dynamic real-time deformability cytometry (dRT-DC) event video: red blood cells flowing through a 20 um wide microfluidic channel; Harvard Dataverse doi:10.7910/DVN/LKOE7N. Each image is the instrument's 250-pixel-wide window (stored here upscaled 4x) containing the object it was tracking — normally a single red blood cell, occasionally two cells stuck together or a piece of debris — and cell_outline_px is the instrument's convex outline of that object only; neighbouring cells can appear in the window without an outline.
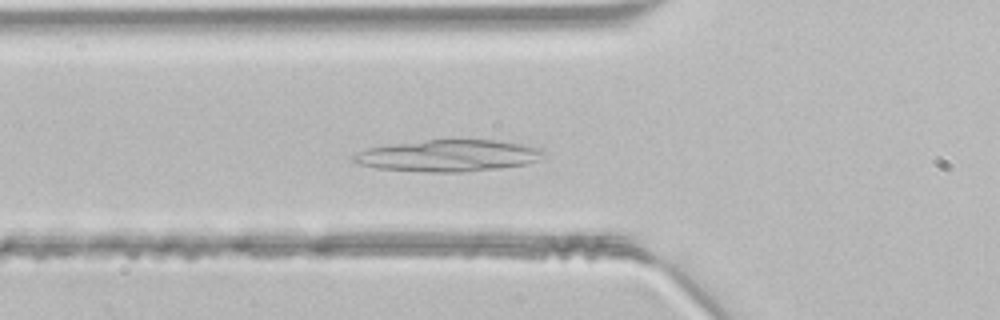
{"species": "common noctule bat (a hibernating species)", "species_latin": "Nyctalus noctula", "temperature_condition": "room temperature", "stored_images_in_passage": 35, "camera_frame_rate_fps": 3000, "um_per_image_px": 0.085, "animal": {"sex": "male", "body_mass_g": 21.5, "forearm_length_mm": 52.0}, "frame": {"image": 1, "passage_image": 4, "time_ms": 1.0, "image_size_px": [1000, 320], "cell_outline_px": [[544, 156], [528, 164], [500, 168], [460, 172], [424, 172], [376, 168], [360, 164], [352, 160], [352, 156], [356, 152], [368, 148], [392, 144], [428, 140], [500, 140], [524, 144], [540, 148], [544, 152]], "centroid_in_image_um": [38.13, 13.23], "position_along_channel_um": 87.7, "area_um2": 35.08}}
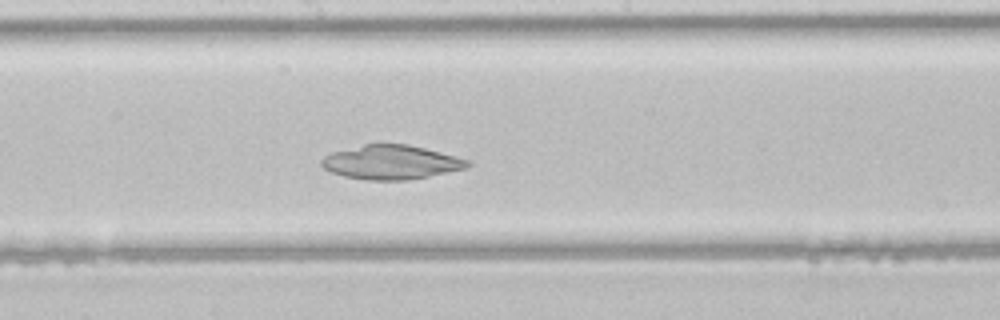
{"frame": {"image": 2, "passage_image": 13, "time_ms": 4.0, "image_size_px": [1000, 320], "cell_outline_px": [[472, 164], [468, 168], [408, 180], [368, 180], [344, 176], [332, 172], [324, 168], [320, 164], [320, 160], [324, 156], [332, 152], [364, 144], [408, 144], [472, 160]], "centroid_in_image_um": [33.27, 13.79], "position_along_channel_um": 214.9, "area_um2": 29.07}}
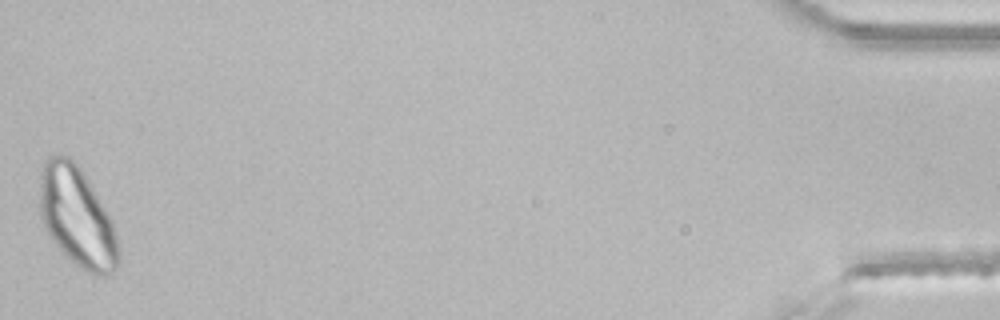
{"frame": {"image": 3, "passage_image": 35, "time_ms": 11.333, "image_size_px": [1000, 320], "cell_outline_px": [[120, 260], [116, 268], [108, 276], [92, 276], [76, 264], [56, 244], [48, 232], [40, 216], [40, 172], [44, 160], [48, 156], [68, 156], [80, 168], [112, 220], [120, 252]], "centroid_in_image_um": [6.56, 18.47], "position_along_channel_um": 428.6, "area_um2": 45.43}}